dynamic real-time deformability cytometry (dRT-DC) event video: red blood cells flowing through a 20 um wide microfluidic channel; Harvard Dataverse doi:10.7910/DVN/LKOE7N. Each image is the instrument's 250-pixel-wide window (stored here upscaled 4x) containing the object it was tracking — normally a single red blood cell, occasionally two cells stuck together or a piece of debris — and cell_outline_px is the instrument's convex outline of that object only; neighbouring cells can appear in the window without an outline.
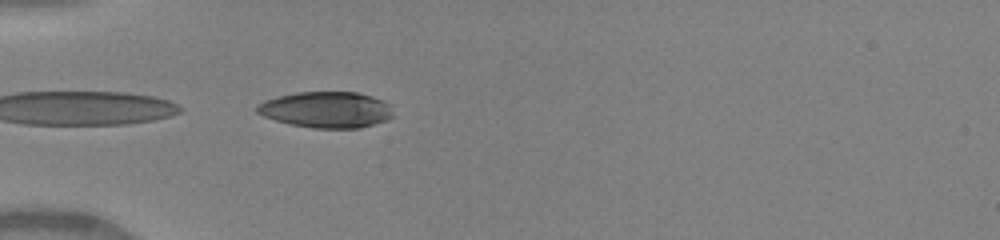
{"species": "human", "species_latin": "Homo sapiens", "temperature_condition": "warm", "stored_images_in_passage": 34, "camera_frame_rate_fps": 3000, "um_per_image_px": 0.085, "donor": {"sex": "female"}, "frame": {"image": 1, "passage_image": 1, "time_ms": 0.0, "image_size_px": [1000, 240], "cell_outline_px": [[392, 116], [388, 120], [360, 128], [312, 128], [288, 124], [264, 116], [256, 112], [256, 104], [264, 100], [296, 92], [356, 92], [372, 96], [384, 100], [392, 104]], "centroid_in_image_um": [27.76, 9.32], "position_along_channel_um": 57.2, "area_um2": 28.9}}
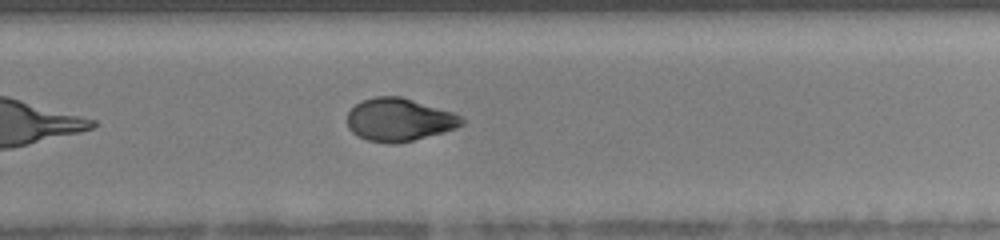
{"frame": {"image": 2, "passage_image": 19, "time_ms": 6.0, "image_size_px": [1000, 240], "cell_outline_px": [[468, 120], [464, 124], [456, 128], [444, 132], [396, 144], [388, 144], [368, 140], [352, 132], [348, 128], [348, 112], [360, 100], [376, 96], [400, 96], [456, 112]], "centroid_in_image_um": [33.98, 10.16], "position_along_channel_um": 295.8, "area_um2": 28.96}}
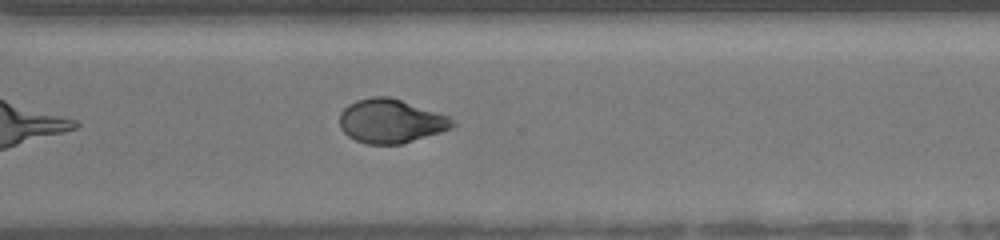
{"frame": {"image": 3, "passage_image": 22, "time_ms": 7.0, "image_size_px": [1000, 240], "cell_outline_px": [[456, 124], [452, 128], [440, 132], [400, 144], [364, 144], [348, 136], [340, 128], [340, 112], [348, 104], [356, 100], [372, 96], [388, 96], [448, 116]], "centroid_in_image_um": [33.17, 10.29], "position_along_channel_um": 337.4, "area_um2": 28.61}, "authors_computed_cell_mechanics": {"area_um2": 28.9867, "velocity_mm_per_s": 4.1529, "shape_relaxation_time_tau1_ms": 4.4395, "shape_relaxation_time_tau2_ms": 2.3169, "deformation_change_tau1": 0.185, "deformation_change_tau2": 0.0611}}